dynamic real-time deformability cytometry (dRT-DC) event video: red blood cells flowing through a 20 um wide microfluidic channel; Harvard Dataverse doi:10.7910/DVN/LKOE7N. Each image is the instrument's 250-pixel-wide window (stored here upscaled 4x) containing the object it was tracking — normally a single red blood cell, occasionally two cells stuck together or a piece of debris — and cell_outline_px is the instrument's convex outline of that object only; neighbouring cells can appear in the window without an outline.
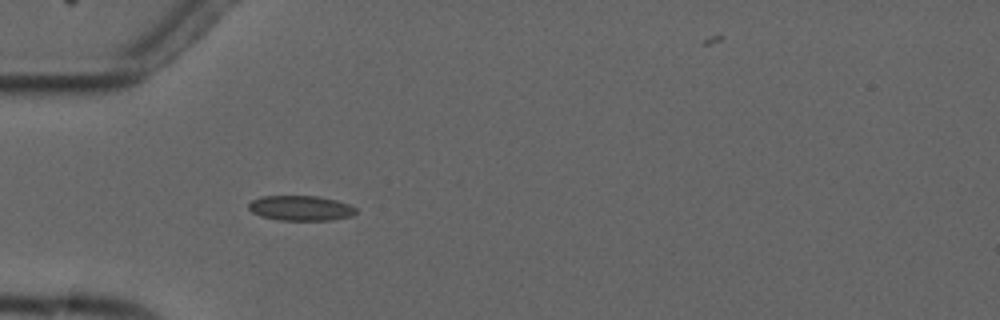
{"species": "common noctule bat (a hibernating species)", "species_latin": "Nyctalus noctula", "temperature_condition": "cold", "stored_images_in_passage": 4, "camera_frame_rate_fps": 3000, "um_per_image_px": 0.085, "animal": {"sex": "male", "forearm_length_mm": 52.5}, "frame": {"image": 1, "passage_image": 4, "time_ms": 3.667, "image_size_px": [1000, 320], "cell_outline_px": [[356, 212], [352, 216], [332, 220], [280, 220], [260, 216], [252, 212], [248, 208], [248, 204], [252, 200], [260, 196], [316, 196], [336, 200], [348, 204], [356, 208]], "centroid_in_image_um": [25.54, 17.69], "position_along_channel_um": 59.5, "area_um2": 15.66}}